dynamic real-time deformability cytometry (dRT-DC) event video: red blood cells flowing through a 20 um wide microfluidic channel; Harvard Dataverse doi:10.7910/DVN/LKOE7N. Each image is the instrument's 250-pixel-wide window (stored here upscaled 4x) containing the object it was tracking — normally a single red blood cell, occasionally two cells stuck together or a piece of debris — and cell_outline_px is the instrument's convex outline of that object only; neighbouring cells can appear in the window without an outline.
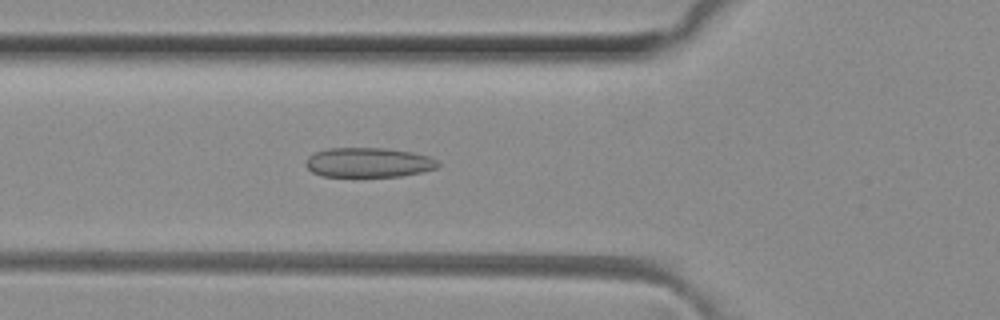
{"species": "common noctule bat (a hibernating species)", "species_latin": "Nyctalus noctula", "temperature_condition": "room temperature", "stored_images_in_passage": 35, "camera_frame_rate_fps": 3000, "um_per_image_px": 0.085, "animal": {"sex": "female", "body_mass_g": 29.2, "forearm_length_mm": 56.3}, "frame": {"image": 1, "passage_image": 3, "time_ms": 0.667, "image_size_px": [1000, 320], "cell_outline_px": [[440, 164], [436, 168], [420, 172], [400, 176], [320, 176], [312, 172], [304, 164], [308, 156], [316, 152], [328, 148], [384, 148], [412, 152], [428, 156], [436, 160]], "centroid_in_image_um": [31.29, 13.81], "position_along_channel_um": 94.5, "area_um2": 22.72}}
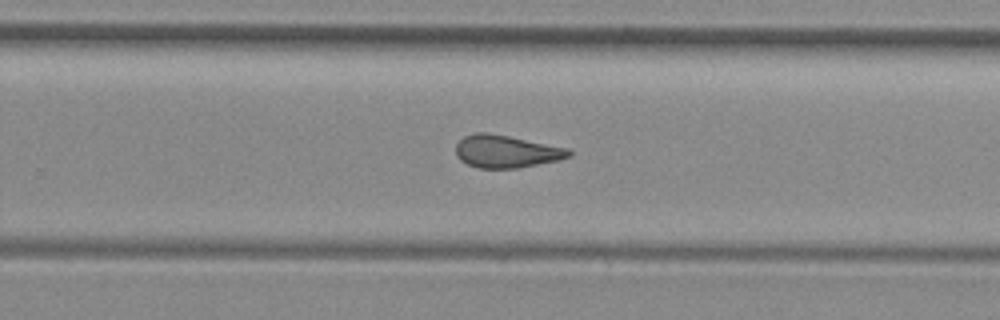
{"frame": {"image": 2, "passage_image": 17, "time_ms": 5.333, "image_size_px": [1000, 320], "cell_outline_px": [[572, 156], [560, 160], [516, 168], [476, 168], [460, 160], [456, 156], [456, 144], [464, 136], [476, 132], [488, 132], [568, 148], [572, 152]], "centroid_in_image_um": [43.02, 12.87], "position_along_channel_um": 286.8, "area_um2": 21.5}}
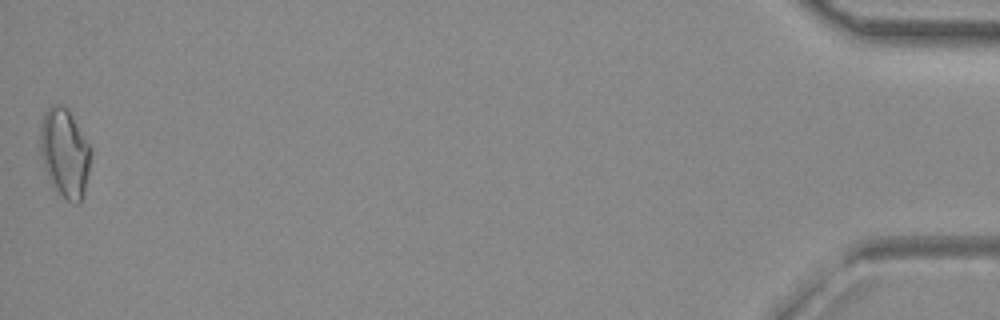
{"frame": {"image": 3, "passage_image": 35, "time_ms": 11.333, "image_size_px": [1000, 320], "cell_outline_px": [[88, 172], [84, 192], [80, 204], [76, 204], [68, 200], [52, 188], [44, 168], [40, 156], [40, 124], [44, 112], [52, 104], [60, 104], [68, 108], [88, 144]], "centroid_in_image_um": [5.44, 13.0], "position_along_channel_um": 429.8, "area_um2": 25.95}, "authors_computed_cell_mechanics": {"area_um2": 21.675, "velocity_mm_per_s": 4.1222, "shape_relaxation_time_tau1_ms": null, "shape_relaxation_time_tau2_ms": 2.2102, "deformation_change_tau1": null, "deformation_change_tau2": 0.0902}}